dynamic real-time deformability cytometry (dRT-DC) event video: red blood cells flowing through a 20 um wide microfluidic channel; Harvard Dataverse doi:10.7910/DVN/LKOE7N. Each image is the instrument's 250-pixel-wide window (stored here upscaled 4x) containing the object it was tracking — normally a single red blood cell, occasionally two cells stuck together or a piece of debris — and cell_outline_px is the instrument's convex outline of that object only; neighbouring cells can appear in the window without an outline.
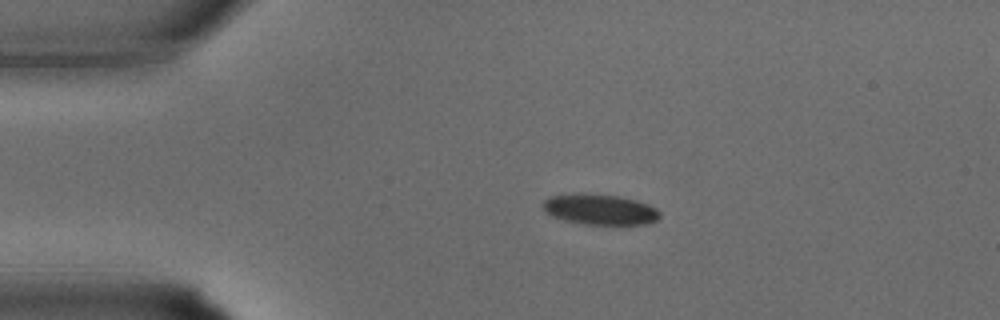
{"species": "common noctule bat (a hibernating species)", "species_latin": "Nyctalus noctula", "temperature_condition": "warm", "stored_images_in_passage": 28, "camera_frame_rate_fps": 3000, "um_per_image_px": 0.085, "animal": {"sex": "male", "body_mass_g": 15.6}, "frame": {"image": 1, "passage_image": 1, "time_ms": 0.0, "image_size_px": [1000, 320], "cell_outline_px": [[660, 216], [656, 220], [648, 224], [584, 224], [564, 220], [552, 216], [544, 212], [544, 200], [548, 196], [576, 192], [616, 196], [636, 200], [648, 204], [656, 208], [660, 212]], "centroid_in_image_um": [50.96, 17.79], "position_along_channel_um": 34.0, "area_um2": 20.92}}
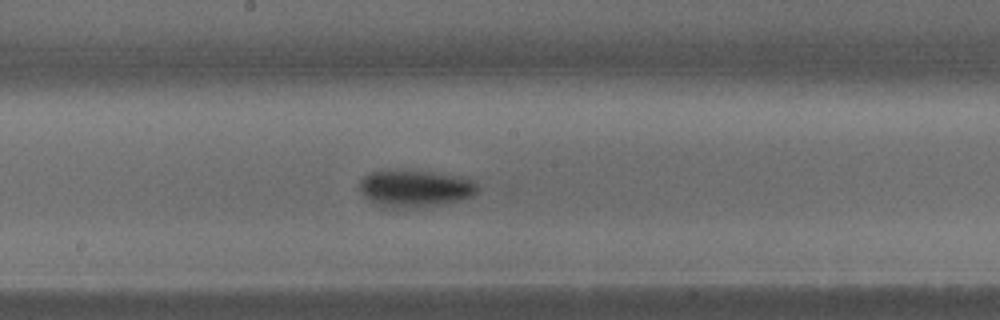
{"frame": {"image": 2, "passage_image": 12, "time_ms": 3.667, "image_size_px": [1000, 320], "cell_outline_px": [[480, 188], [472, 196], [460, 200], [444, 204], [412, 208], [388, 208], [376, 204], [368, 200], [360, 192], [360, 180], [368, 172], [384, 168], [396, 168], [440, 172], [468, 176], [476, 180]], "centroid_in_image_um": [35.31, 15.96], "position_along_channel_um": 212.9, "area_um2": 26.93}}
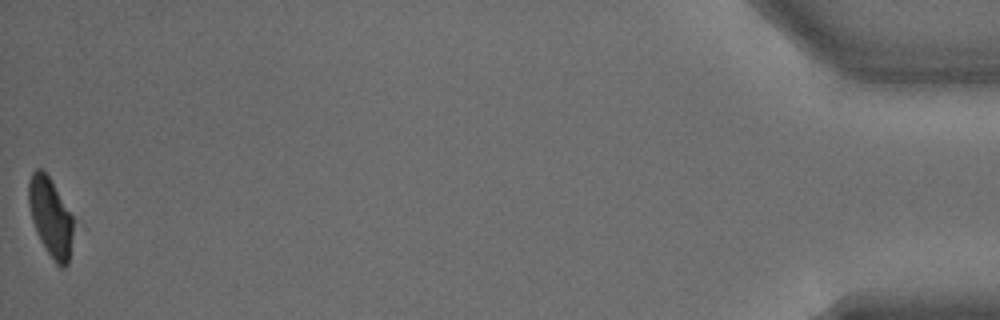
{"frame": {"image": 3, "passage_image": 28, "time_ms": 9.0, "image_size_px": [1000, 320], "cell_outline_px": [[72, 236], [68, 264], [64, 268], [60, 268], [56, 264], [40, 240], [36, 232], [32, 220], [28, 204], [28, 180], [32, 172], [36, 168], [44, 168], [72, 216]], "centroid_in_image_um": [4.26, 18.43], "position_along_channel_um": 430.9, "area_um2": 20.4}}